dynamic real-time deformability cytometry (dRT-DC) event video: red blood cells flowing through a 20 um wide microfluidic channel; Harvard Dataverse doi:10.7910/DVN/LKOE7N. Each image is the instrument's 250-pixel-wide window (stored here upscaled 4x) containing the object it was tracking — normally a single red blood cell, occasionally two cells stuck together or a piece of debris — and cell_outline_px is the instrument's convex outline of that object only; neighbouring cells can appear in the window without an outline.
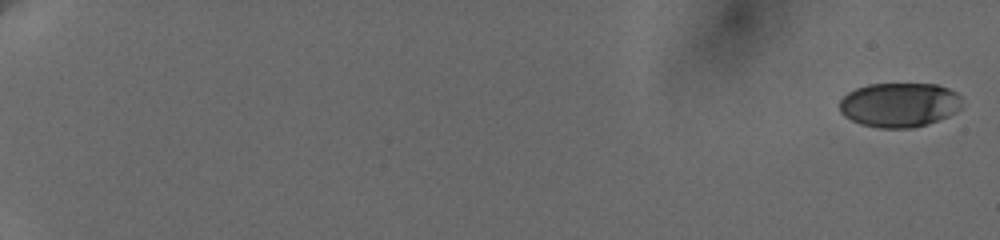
{"species": "human", "species_latin": "Homo sapiens", "temperature_condition": "cold", "stored_images_in_passage": 50, "camera_frame_rate_fps": 3000, "um_per_image_px": 0.085, "donor": {"sex": "female"}, "frame": {"image": 1, "passage_image": 1, "time_ms": 0.0, "image_size_px": [1000, 240], "cell_outline_px": [[960, 108], [956, 112], [948, 116], [912, 128], [880, 128], [860, 124], [844, 116], [840, 112], [840, 100], [848, 92], [856, 88], [868, 84], [936, 84], [948, 88], [956, 92], [960, 96]], "centroid_in_image_um": [76.42, 8.9], "position_along_channel_um": 8.6, "area_um2": 31.62}}
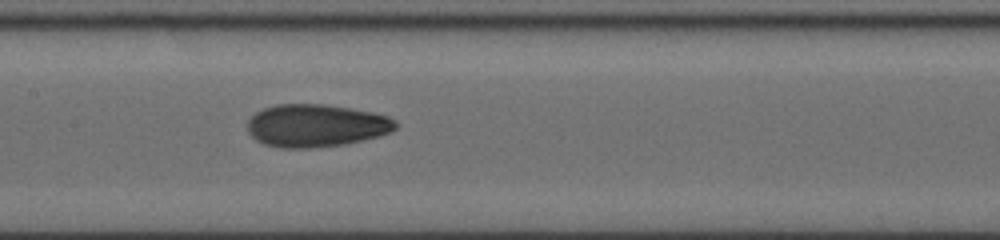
{"frame": {"image": 2, "passage_image": 28, "time_ms": 11.0, "image_size_px": [1000, 240], "cell_outline_px": [[396, 128], [388, 132], [376, 136], [344, 144], [308, 148], [280, 148], [264, 144], [256, 140], [248, 132], [248, 120], [256, 112], [264, 108], [276, 104], [324, 104], [372, 112], [388, 116], [396, 120]], "centroid_in_image_um": [26.82, 10.67], "position_along_channel_um": 180.6, "area_um2": 36.59}}
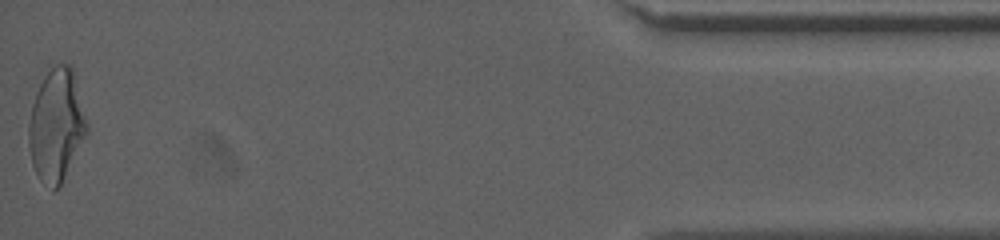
{"frame": {"image": 3, "passage_image": 50, "time_ms": 19.667, "image_size_px": [1000, 240], "cell_outline_px": [[88, 132], [60, 184], [52, 192], [40, 180], [32, 164], [28, 144], [28, 124], [32, 104], [36, 92], [44, 76], [56, 64], [68, 64], [72, 68], [88, 124]], "centroid_in_image_um": [4.77, 10.66], "position_along_channel_um": 430.4, "area_um2": 37.74}, "authors_computed_cell_mechanics": {"area_um2": 35.258, "velocity_mm_per_s": 3.6728, "shape_relaxation_time_tau1_ms": 5.5173, "shape_relaxation_time_tau2_ms": 1.7273, "deformation_change_tau1": 0.1757, "deformation_change_tau2": 0.0749}}